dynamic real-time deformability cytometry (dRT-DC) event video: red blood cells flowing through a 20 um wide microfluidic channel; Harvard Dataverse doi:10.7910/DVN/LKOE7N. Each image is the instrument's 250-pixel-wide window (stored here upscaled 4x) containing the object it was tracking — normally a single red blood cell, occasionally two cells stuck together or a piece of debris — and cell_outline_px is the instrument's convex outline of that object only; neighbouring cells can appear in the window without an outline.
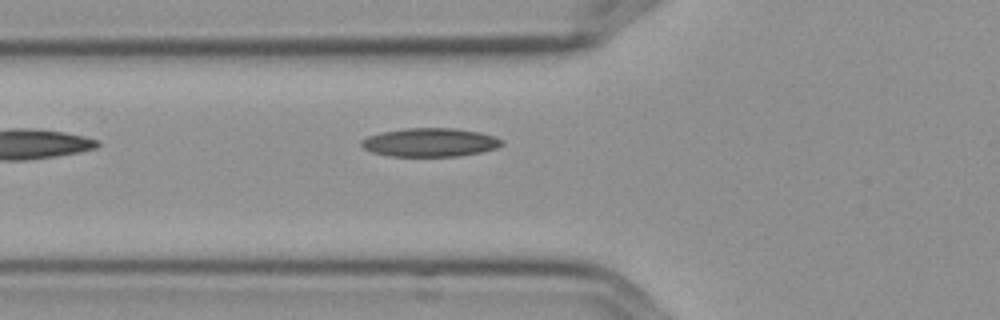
{"species": "Egyptian fruit bat (a non-hibernating species)", "species_latin": "Rousettus aegyptiacus", "temperature_condition": "cold", "stored_images_in_passage": 6, "camera_frame_rate_fps": 3000, "um_per_image_px": 0.085, "frame": {"image": 1, "passage_image": 6, "time_ms": 1.667, "image_size_px": [1000, 320], "cell_outline_px": [[504, 144], [496, 148], [480, 152], [456, 156], [388, 156], [372, 152], [364, 148], [360, 144], [360, 140], [368, 136], [384, 132], [404, 128], [456, 128], [480, 132], [496, 136], [504, 140]], "centroid_in_image_um": [36.58, 12.1], "position_along_channel_um": 89.2, "area_um2": 23.47}}